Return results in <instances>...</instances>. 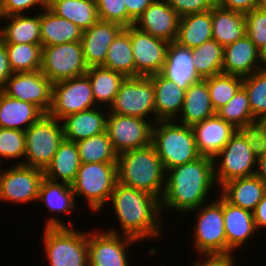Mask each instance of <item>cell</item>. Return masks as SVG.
Segmentation results:
<instances>
[{
	"label": "cell",
	"instance_id": "obj_5",
	"mask_svg": "<svg viewBox=\"0 0 266 266\" xmlns=\"http://www.w3.org/2000/svg\"><path fill=\"white\" fill-rule=\"evenodd\" d=\"M152 145L161 159L165 172L175 166L190 163L201 156L192 127L180 124L176 120L154 123Z\"/></svg>",
	"mask_w": 266,
	"mask_h": 266
},
{
	"label": "cell",
	"instance_id": "obj_44",
	"mask_svg": "<svg viewBox=\"0 0 266 266\" xmlns=\"http://www.w3.org/2000/svg\"><path fill=\"white\" fill-rule=\"evenodd\" d=\"M25 131L0 128V166L4 159H20L16 164H24ZM2 160V161H1ZM22 160V161H21Z\"/></svg>",
	"mask_w": 266,
	"mask_h": 266
},
{
	"label": "cell",
	"instance_id": "obj_31",
	"mask_svg": "<svg viewBox=\"0 0 266 266\" xmlns=\"http://www.w3.org/2000/svg\"><path fill=\"white\" fill-rule=\"evenodd\" d=\"M41 45L53 46L81 42L83 30L71 21L56 16L48 8L40 12Z\"/></svg>",
	"mask_w": 266,
	"mask_h": 266
},
{
	"label": "cell",
	"instance_id": "obj_33",
	"mask_svg": "<svg viewBox=\"0 0 266 266\" xmlns=\"http://www.w3.org/2000/svg\"><path fill=\"white\" fill-rule=\"evenodd\" d=\"M211 39V10L180 17L175 40L177 44L192 50Z\"/></svg>",
	"mask_w": 266,
	"mask_h": 266
},
{
	"label": "cell",
	"instance_id": "obj_45",
	"mask_svg": "<svg viewBox=\"0 0 266 266\" xmlns=\"http://www.w3.org/2000/svg\"><path fill=\"white\" fill-rule=\"evenodd\" d=\"M237 132L248 143L256 157L266 154V123L255 119L237 128Z\"/></svg>",
	"mask_w": 266,
	"mask_h": 266
},
{
	"label": "cell",
	"instance_id": "obj_41",
	"mask_svg": "<svg viewBox=\"0 0 266 266\" xmlns=\"http://www.w3.org/2000/svg\"><path fill=\"white\" fill-rule=\"evenodd\" d=\"M210 93V101L215 111L228 101L242 87L243 78L236 75L219 74L205 79Z\"/></svg>",
	"mask_w": 266,
	"mask_h": 266
},
{
	"label": "cell",
	"instance_id": "obj_8",
	"mask_svg": "<svg viewBox=\"0 0 266 266\" xmlns=\"http://www.w3.org/2000/svg\"><path fill=\"white\" fill-rule=\"evenodd\" d=\"M219 197V198H218ZM212 203H206L188 213L196 212L193 226V247L198 253H227V238L223 217V197L219 194Z\"/></svg>",
	"mask_w": 266,
	"mask_h": 266
},
{
	"label": "cell",
	"instance_id": "obj_15",
	"mask_svg": "<svg viewBox=\"0 0 266 266\" xmlns=\"http://www.w3.org/2000/svg\"><path fill=\"white\" fill-rule=\"evenodd\" d=\"M88 231L89 266H131L128 250L139 241L105 230Z\"/></svg>",
	"mask_w": 266,
	"mask_h": 266
},
{
	"label": "cell",
	"instance_id": "obj_10",
	"mask_svg": "<svg viewBox=\"0 0 266 266\" xmlns=\"http://www.w3.org/2000/svg\"><path fill=\"white\" fill-rule=\"evenodd\" d=\"M257 159L248 143L236 132L222 150L213 157L217 189L230 180L255 175Z\"/></svg>",
	"mask_w": 266,
	"mask_h": 266
},
{
	"label": "cell",
	"instance_id": "obj_32",
	"mask_svg": "<svg viewBox=\"0 0 266 266\" xmlns=\"http://www.w3.org/2000/svg\"><path fill=\"white\" fill-rule=\"evenodd\" d=\"M212 37L221 46L234 43L246 34L245 14L215 5L211 9Z\"/></svg>",
	"mask_w": 266,
	"mask_h": 266
},
{
	"label": "cell",
	"instance_id": "obj_14",
	"mask_svg": "<svg viewBox=\"0 0 266 266\" xmlns=\"http://www.w3.org/2000/svg\"><path fill=\"white\" fill-rule=\"evenodd\" d=\"M153 125L152 121L146 119L108 113L106 132L118 155L152 144Z\"/></svg>",
	"mask_w": 266,
	"mask_h": 266
},
{
	"label": "cell",
	"instance_id": "obj_16",
	"mask_svg": "<svg viewBox=\"0 0 266 266\" xmlns=\"http://www.w3.org/2000/svg\"><path fill=\"white\" fill-rule=\"evenodd\" d=\"M53 83L41 72L13 73L1 89L6 95L36 105L44 114L52 104Z\"/></svg>",
	"mask_w": 266,
	"mask_h": 266
},
{
	"label": "cell",
	"instance_id": "obj_36",
	"mask_svg": "<svg viewBox=\"0 0 266 266\" xmlns=\"http://www.w3.org/2000/svg\"><path fill=\"white\" fill-rule=\"evenodd\" d=\"M37 201H42L54 215L77 211V202L72 186L65 182H53L44 178L41 182ZM77 208V209H76Z\"/></svg>",
	"mask_w": 266,
	"mask_h": 266
},
{
	"label": "cell",
	"instance_id": "obj_12",
	"mask_svg": "<svg viewBox=\"0 0 266 266\" xmlns=\"http://www.w3.org/2000/svg\"><path fill=\"white\" fill-rule=\"evenodd\" d=\"M14 165L8 169L0 166V202L10 205L36 202L44 179L43 170L24 164Z\"/></svg>",
	"mask_w": 266,
	"mask_h": 266
},
{
	"label": "cell",
	"instance_id": "obj_18",
	"mask_svg": "<svg viewBox=\"0 0 266 266\" xmlns=\"http://www.w3.org/2000/svg\"><path fill=\"white\" fill-rule=\"evenodd\" d=\"M179 20L180 16L166 0H156L144 10L133 26L171 43L176 40Z\"/></svg>",
	"mask_w": 266,
	"mask_h": 266
},
{
	"label": "cell",
	"instance_id": "obj_50",
	"mask_svg": "<svg viewBox=\"0 0 266 266\" xmlns=\"http://www.w3.org/2000/svg\"><path fill=\"white\" fill-rule=\"evenodd\" d=\"M199 261H195L193 266H234L235 265V256L233 252L227 253H198ZM201 255V256H200Z\"/></svg>",
	"mask_w": 266,
	"mask_h": 266
},
{
	"label": "cell",
	"instance_id": "obj_40",
	"mask_svg": "<svg viewBox=\"0 0 266 266\" xmlns=\"http://www.w3.org/2000/svg\"><path fill=\"white\" fill-rule=\"evenodd\" d=\"M9 64L13 73L34 72L41 70V44L5 43Z\"/></svg>",
	"mask_w": 266,
	"mask_h": 266
},
{
	"label": "cell",
	"instance_id": "obj_6",
	"mask_svg": "<svg viewBox=\"0 0 266 266\" xmlns=\"http://www.w3.org/2000/svg\"><path fill=\"white\" fill-rule=\"evenodd\" d=\"M117 183L116 162L81 163L71 184L75 198H84L89 211L101 212L108 203Z\"/></svg>",
	"mask_w": 266,
	"mask_h": 266
},
{
	"label": "cell",
	"instance_id": "obj_29",
	"mask_svg": "<svg viewBox=\"0 0 266 266\" xmlns=\"http://www.w3.org/2000/svg\"><path fill=\"white\" fill-rule=\"evenodd\" d=\"M43 114L36 105L12 98L0 90V128L26 131Z\"/></svg>",
	"mask_w": 266,
	"mask_h": 266
},
{
	"label": "cell",
	"instance_id": "obj_28",
	"mask_svg": "<svg viewBox=\"0 0 266 266\" xmlns=\"http://www.w3.org/2000/svg\"><path fill=\"white\" fill-rule=\"evenodd\" d=\"M31 14L0 16V21H5L0 27V39L12 44H41L40 12Z\"/></svg>",
	"mask_w": 266,
	"mask_h": 266
},
{
	"label": "cell",
	"instance_id": "obj_3",
	"mask_svg": "<svg viewBox=\"0 0 266 266\" xmlns=\"http://www.w3.org/2000/svg\"><path fill=\"white\" fill-rule=\"evenodd\" d=\"M116 165L117 182L161 200L165 190L166 172L152 144L118 154Z\"/></svg>",
	"mask_w": 266,
	"mask_h": 266
},
{
	"label": "cell",
	"instance_id": "obj_2",
	"mask_svg": "<svg viewBox=\"0 0 266 266\" xmlns=\"http://www.w3.org/2000/svg\"><path fill=\"white\" fill-rule=\"evenodd\" d=\"M216 186L213 158L200 156L190 163L175 166L166 171L161 211L169 209L188 215L207 203L210 191L213 193Z\"/></svg>",
	"mask_w": 266,
	"mask_h": 266
},
{
	"label": "cell",
	"instance_id": "obj_4",
	"mask_svg": "<svg viewBox=\"0 0 266 266\" xmlns=\"http://www.w3.org/2000/svg\"><path fill=\"white\" fill-rule=\"evenodd\" d=\"M57 215L46 219L43 240L49 266H89L88 232L66 224ZM75 228V229H74Z\"/></svg>",
	"mask_w": 266,
	"mask_h": 266
},
{
	"label": "cell",
	"instance_id": "obj_20",
	"mask_svg": "<svg viewBox=\"0 0 266 266\" xmlns=\"http://www.w3.org/2000/svg\"><path fill=\"white\" fill-rule=\"evenodd\" d=\"M201 156L213 158L229 142L237 129L217 114L192 126Z\"/></svg>",
	"mask_w": 266,
	"mask_h": 266
},
{
	"label": "cell",
	"instance_id": "obj_34",
	"mask_svg": "<svg viewBox=\"0 0 266 266\" xmlns=\"http://www.w3.org/2000/svg\"><path fill=\"white\" fill-rule=\"evenodd\" d=\"M86 75L90 80L96 105L109 109L126 76L103 66L89 67Z\"/></svg>",
	"mask_w": 266,
	"mask_h": 266
},
{
	"label": "cell",
	"instance_id": "obj_54",
	"mask_svg": "<svg viewBox=\"0 0 266 266\" xmlns=\"http://www.w3.org/2000/svg\"><path fill=\"white\" fill-rule=\"evenodd\" d=\"M253 217L258 233L263 227L266 229V193L253 211Z\"/></svg>",
	"mask_w": 266,
	"mask_h": 266
},
{
	"label": "cell",
	"instance_id": "obj_23",
	"mask_svg": "<svg viewBox=\"0 0 266 266\" xmlns=\"http://www.w3.org/2000/svg\"><path fill=\"white\" fill-rule=\"evenodd\" d=\"M149 77L154 83L155 123L176 120L182 111L186 90L161 73Z\"/></svg>",
	"mask_w": 266,
	"mask_h": 266
},
{
	"label": "cell",
	"instance_id": "obj_39",
	"mask_svg": "<svg viewBox=\"0 0 266 266\" xmlns=\"http://www.w3.org/2000/svg\"><path fill=\"white\" fill-rule=\"evenodd\" d=\"M81 163L117 162V153L107 132L76 142Z\"/></svg>",
	"mask_w": 266,
	"mask_h": 266
},
{
	"label": "cell",
	"instance_id": "obj_38",
	"mask_svg": "<svg viewBox=\"0 0 266 266\" xmlns=\"http://www.w3.org/2000/svg\"><path fill=\"white\" fill-rule=\"evenodd\" d=\"M224 47L211 39L192 49L196 75L206 79L222 73Z\"/></svg>",
	"mask_w": 266,
	"mask_h": 266
},
{
	"label": "cell",
	"instance_id": "obj_35",
	"mask_svg": "<svg viewBox=\"0 0 266 266\" xmlns=\"http://www.w3.org/2000/svg\"><path fill=\"white\" fill-rule=\"evenodd\" d=\"M48 9L56 16L71 21L83 31L99 20L95 0H49Z\"/></svg>",
	"mask_w": 266,
	"mask_h": 266
},
{
	"label": "cell",
	"instance_id": "obj_55",
	"mask_svg": "<svg viewBox=\"0 0 266 266\" xmlns=\"http://www.w3.org/2000/svg\"><path fill=\"white\" fill-rule=\"evenodd\" d=\"M256 176L266 184V154L257 159Z\"/></svg>",
	"mask_w": 266,
	"mask_h": 266
},
{
	"label": "cell",
	"instance_id": "obj_42",
	"mask_svg": "<svg viewBox=\"0 0 266 266\" xmlns=\"http://www.w3.org/2000/svg\"><path fill=\"white\" fill-rule=\"evenodd\" d=\"M216 114L236 129L256 119L252 115L247 91L243 86L227 104L216 111Z\"/></svg>",
	"mask_w": 266,
	"mask_h": 266
},
{
	"label": "cell",
	"instance_id": "obj_48",
	"mask_svg": "<svg viewBox=\"0 0 266 266\" xmlns=\"http://www.w3.org/2000/svg\"><path fill=\"white\" fill-rule=\"evenodd\" d=\"M49 0H0V16L22 15L46 9ZM34 8V10H33Z\"/></svg>",
	"mask_w": 266,
	"mask_h": 266
},
{
	"label": "cell",
	"instance_id": "obj_19",
	"mask_svg": "<svg viewBox=\"0 0 266 266\" xmlns=\"http://www.w3.org/2000/svg\"><path fill=\"white\" fill-rule=\"evenodd\" d=\"M122 29L123 27L115 22L98 20L83 31L81 45L88 68L104 65L108 48Z\"/></svg>",
	"mask_w": 266,
	"mask_h": 266
},
{
	"label": "cell",
	"instance_id": "obj_37",
	"mask_svg": "<svg viewBox=\"0 0 266 266\" xmlns=\"http://www.w3.org/2000/svg\"><path fill=\"white\" fill-rule=\"evenodd\" d=\"M103 67L135 77V64L130 41V26L123 28L108 48Z\"/></svg>",
	"mask_w": 266,
	"mask_h": 266
},
{
	"label": "cell",
	"instance_id": "obj_22",
	"mask_svg": "<svg viewBox=\"0 0 266 266\" xmlns=\"http://www.w3.org/2000/svg\"><path fill=\"white\" fill-rule=\"evenodd\" d=\"M223 217L227 252L239 251L243 244L257 235L253 212L234 206L223 198Z\"/></svg>",
	"mask_w": 266,
	"mask_h": 266
},
{
	"label": "cell",
	"instance_id": "obj_47",
	"mask_svg": "<svg viewBox=\"0 0 266 266\" xmlns=\"http://www.w3.org/2000/svg\"><path fill=\"white\" fill-rule=\"evenodd\" d=\"M246 35L260 49L266 43V11L256 8L245 14Z\"/></svg>",
	"mask_w": 266,
	"mask_h": 266
},
{
	"label": "cell",
	"instance_id": "obj_56",
	"mask_svg": "<svg viewBox=\"0 0 266 266\" xmlns=\"http://www.w3.org/2000/svg\"><path fill=\"white\" fill-rule=\"evenodd\" d=\"M261 69H266V43L259 49Z\"/></svg>",
	"mask_w": 266,
	"mask_h": 266
},
{
	"label": "cell",
	"instance_id": "obj_52",
	"mask_svg": "<svg viewBox=\"0 0 266 266\" xmlns=\"http://www.w3.org/2000/svg\"><path fill=\"white\" fill-rule=\"evenodd\" d=\"M156 0H124L127 14L129 15V26H133L144 10Z\"/></svg>",
	"mask_w": 266,
	"mask_h": 266
},
{
	"label": "cell",
	"instance_id": "obj_11",
	"mask_svg": "<svg viewBox=\"0 0 266 266\" xmlns=\"http://www.w3.org/2000/svg\"><path fill=\"white\" fill-rule=\"evenodd\" d=\"M87 70L81 42L42 47L41 72L52 83L84 75Z\"/></svg>",
	"mask_w": 266,
	"mask_h": 266
},
{
	"label": "cell",
	"instance_id": "obj_7",
	"mask_svg": "<svg viewBox=\"0 0 266 266\" xmlns=\"http://www.w3.org/2000/svg\"><path fill=\"white\" fill-rule=\"evenodd\" d=\"M63 140L61 120L43 114L25 131L24 165L44 170Z\"/></svg>",
	"mask_w": 266,
	"mask_h": 266
},
{
	"label": "cell",
	"instance_id": "obj_25",
	"mask_svg": "<svg viewBox=\"0 0 266 266\" xmlns=\"http://www.w3.org/2000/svg\"><path fill=\"white\" fill-rule=\"evenodd\" d=\"M218 192L230 204L254 211L266 193V184L256 175L237 178L223 184Z\"/></svg>",
	"mask_w": 266,
	"mask_h": 266
},
{
	"label": "cell",
	"instance_id": "obj_9",
	"mask_svg": "<svg viewBox=\"0 0 266 266\" xmlns=\"http://www.w3.org/2000/svg\"><path fill=\"white\" fill-rule=\"evenodd\" d=\"M108 110L109 113L138 117L155 123L153 81L149 76L126 77Z\"/></svg>",
	"mask_w": 266,
	"mask_h": 266
},
{
	"label": "cell",
	"instance_id": "obj_27",
	"mask_svg": "<svg viewBox=\"0 0 266 266\" xmlns=\"http://www.w3.org/2000/svg\"><path fill=\"white\" fill-rule=\"evenodd\" d=\"M215 114L207 82L205 79H199L186 89L183 108L176 120L180 124L192 127Z\"/></svg>",
	"mask_w": 266,
	"mask_h": 266
},
{
	"label": "cell",
	"instance_id": "obj_1",
	"mask_svg": "<svg viewBox=\"0 0 266 266\" xmlns=\"http://www.w3.org/2000/svg\"><path fill=\"white\" fill-rule=\"evenodd\" d=\"M109 202L112 205L120 230L113 228L105 231L126 235L140 242L163 236V215L159 198L125 185L116 183Z\"/></svg>",
	"mask_w": 266,
	"mask_h": 266
},
{
	"label": "cell",
	"instance_id": "obj_43",
	"mask_svg": "<svg viewBox=\"0 0 266 266\" xmlns=\"http://www.w3.org/2000/svg\"><path fill=\"white\" fill-rule=\"evenodd\" d=\"M242 86L247 91L252 115L256 119H263L266 116V69L244 77Z\"/></svg>",
	"mask_w": 266,
	"mask_h": 266
},
{
	"label": "cell",
	"instance_id": "obj_17",
	"mask_svg": "<svg viewBox=\"0 0 266 266\" xmlns=\"http://www.w3.org/2000/svg\"><path fill=\"white\" fill-rule=\"evenodd\" d=\"M130 41L135 64V77L161 73L169 42L130 26Z\"/></svg>",
	"mask_w": 266,
	"mask_h": 266
},
{
	"label": "cell",
	"instance_id": "obj_57",
	"mask_svg": "<svg viewBox=\"0 0 266 266\" xmlns=\"http://www.w3.org/2000/svg\"><path fill=\"white\" fill-rule=\"evenodd\" d=\"M257 8L266 11V0H258Z\"/></svg>",
	"mask_w": 266,
	"mask_h": 266
},
{
	"label": "cell",
	"instance_id": "obj_30",
	"mask_svg": "<svg viewBox=\"0 0 266 266\" xmlns=\"http://www.w3.org/2000/svg\"><path fill=\"white\" fill-rule=\"evenodd\" d=\"M81 166L76 142L63 140L51 162L43 170L44 178L53 182L72 184Z\"/></svg>",
	"mask_w": 266,
	"mask_h": 266
},
{
	"label": "cell",
	"instance_id": "obj_53",
	"mask_svg": "<svg viewBox=\"0 0 266 266\" xmlns=\"http://www.w3.org/2000/svg\"><path fill=\"white\" fill-rule=\"evenodd\" d=\"M13 74L11 70L5 43L0 39V90L5 86L7 79Z\"/></svg>",
	"mask_w": 266,
	"mask_h": 266
},
{
	"label": "cell",
	"instance_id": "obj_26",
	"mask_svg": "<svg viewBox=\"0 0 266 266\" xmlns=\"http://www.w3.org/2000/svg\"><path fill=\"white\" fill-rule=\"evenodd\" d=\"M161 74L185 90L198 81L192 50L171 42Z\"/></svg>",
	"mask_w": 266,
	"mask_h": 266
},
{
	"label": "cell",
	"instance_id": "obj_49",
	"mask_svg": "<svg viewBox=\"0 0 266 266\" xmlns=\"http://www.w3.org/2000/svg\"><path fill=\"white\" fill-rule=\"evenodd\" d=\"M180 17L211 10L216 0H166Z\"/></svg>",
	"mask_w": 266,
	"mask_h": 266
},
{
	"label": "cell",
	"instance_id": "obj_46",
	"mask_svg": "<svg viewBox=\"0 0 266 266\" xmlns=\"http://www.w3.org/2000/svg\"><path fill=\"white\" fill-rule=\"evenodd\" d=\"M99 20L115 22L129 27V15L124 0H95Z\"/></svg>",
	"mask_w": 266,
	"mask_h": 266
},
{
	"label": "cell",
	"instance_id": "obj_51",
	"mask_svg": "<svg viewBox=\"0 0 266 266\" xmlns=\"http://www.w3.org/2000/svg\"><path fill=\"white\" fill-rule=\"evenodd\" d=\"M216 5L246 14L257 8L258 0H216Z\"/></svg>",
	"mask_w": 266,
	"mask_h": 266
},
{
	"label": "cell",
	"instance_id": "obj_13",
	"mask_svg": "<svg viewBox=\"0 0 266 266\" xmlns=\"http://www.w3.org/2000/svg\"><path fill=\"white\" fill-rule=\"evenodd\" d=\"M98 107L86 74L52 85V104L48 114L56 119Z\"/></svg>",
	"mask_w": 266,
	"mask_h": 266
},
{
	"label": "cell",
	"instance_id": "obj_24",
	"mask_svg": "<svg viewBox=\"0 0 266 266\" xmlns=\"http://www.w3.org/2000/svg\"><path fill=\"white\" fill-rule=\"evenodd\" d=\"M102 109L98 106L64 117L61 120L64 139L77 142L105 132L109 110Z\"/></svg>",
	"mask_w": 266,
	"mask_h": 266
},
{
	"label": "cell",
	"instance_id": "obj_21",
	"mask_svg": "<svg viewBox=\"0 0 266 266\" xmlns=\"http://www.w3.org/2000/svg\"><path fill=\"white\" fill-rule=\"evenodd\" d=\"M261 69L259 49L245 34L224 46L222 73L242 78Z\"/></svg>",
	"mask_w": 266,
	"mask_h": 266
}]
</instances>
